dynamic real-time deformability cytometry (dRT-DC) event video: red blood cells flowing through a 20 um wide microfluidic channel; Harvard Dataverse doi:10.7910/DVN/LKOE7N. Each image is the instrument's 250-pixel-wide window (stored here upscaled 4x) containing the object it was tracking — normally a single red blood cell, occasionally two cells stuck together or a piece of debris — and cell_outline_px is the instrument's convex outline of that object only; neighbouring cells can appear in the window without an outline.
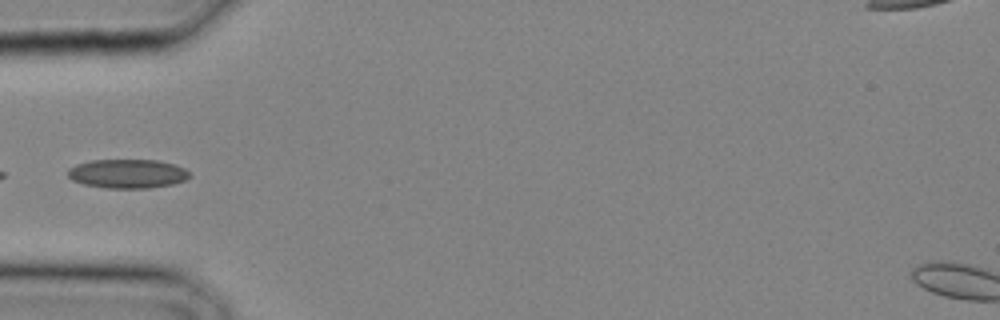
{"species": "common noctule bat (a hibernating species)", "species_latin": "Nyctalus noctula", "temperature_condition": "cold", "stored_images_in_passage": 28, "camera_frame_rate_fps": 3000, "um_per_image_px": 0.085, "animal": {"sex": "male", "body_mass_g": 20.4}, "frame": {"image": 1, "passage_image": 9, "time_ms": 2.667, "image_size_px": [1000, 320], "cell_outline_px": [[192, 176], [184, 180], [172, 184], [148, 188], [108, 188], [84, 184], [72, 180], [68, 176], [68, 168], [76, 164], [92, 160], [156, 160], [176, 164], [184, 168]], "centroid_in_image_um": [10.84, 14.76], "position_along_channel_um": 74.2, "area_um2": 20.58}}
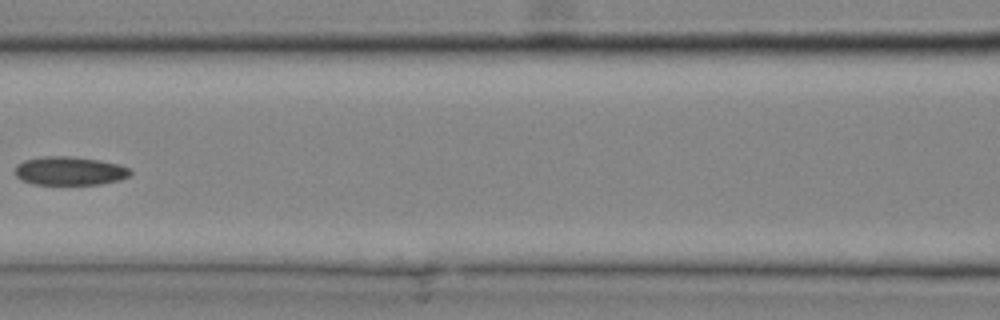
{"frame": {"image": 2, "passage_image": 13, "time_ms": 4.0, "image_size_px": [1000, 320], "cell_outline_px": [[132, 172], [128, 176], [120, 180], [100, 184], [36, 184], [20, 180], [16, 176], [16, 164], [24, 160], [40, 156], [68, 156], [100, 160], [120, 164], [132, 168]], "centroid_in_image_um": [5.94, 14.52], "position_along_channel_um": 160.7, "area_um2": 19.36}}